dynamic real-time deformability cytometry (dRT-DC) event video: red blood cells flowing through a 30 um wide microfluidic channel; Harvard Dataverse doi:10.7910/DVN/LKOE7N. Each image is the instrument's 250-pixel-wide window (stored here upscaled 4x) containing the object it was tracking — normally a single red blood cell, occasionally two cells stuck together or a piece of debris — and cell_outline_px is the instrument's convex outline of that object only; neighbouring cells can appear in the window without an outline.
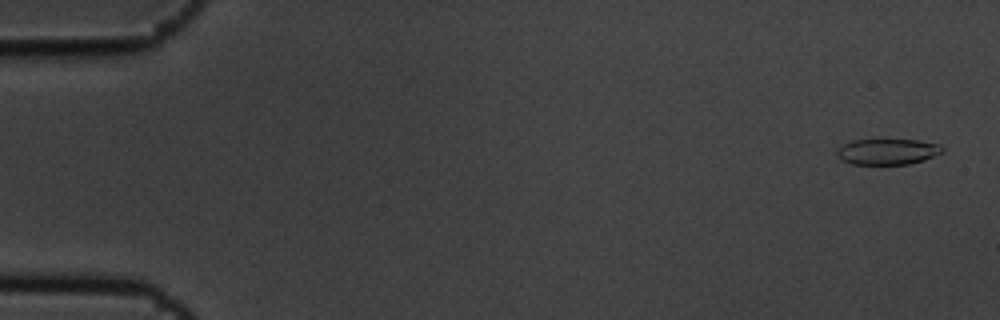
{"species": "common noctule bat (a hibernating species)", "species_latin": "Nyctalus noctula", "temperature_condition": "cold", "stored_images_in_passage": 6, "camera_frame_rate_fps": 3000, "um_per_image_px": 0.085, "animal": {"sex": "male", "body_mass_g": 19.5, "forearm_length_mm": 54.6}, "frame": {"image": 1, "passage_image": 1, "time_ms": 0.0, "image_size_px": [1000, 320], "cell_outline_px": [[944, 152], [924, 160], [908, 164], [852, 164], [836, 156], [836, 152], [844, 144], [852, 140], [916, 140], [940, 144], [944, 148]], "centroid_in_image_um": [75.48, 12.89], "position_along_channel_um": 9.5, "area_um2": 15.78}}